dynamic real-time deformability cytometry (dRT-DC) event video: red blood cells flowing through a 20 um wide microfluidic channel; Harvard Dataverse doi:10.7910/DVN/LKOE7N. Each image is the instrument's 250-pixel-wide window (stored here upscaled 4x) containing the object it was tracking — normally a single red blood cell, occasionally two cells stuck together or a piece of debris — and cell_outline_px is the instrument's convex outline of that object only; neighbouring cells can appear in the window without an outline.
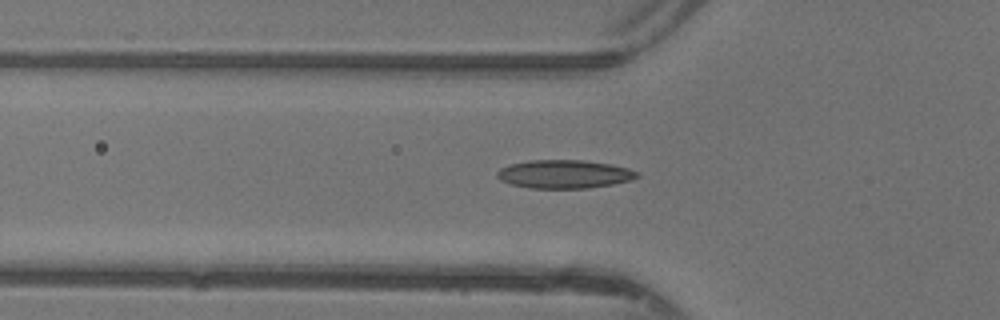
{"species": "common noctule bat (a hibernating species)", "species_latin": "Nyctalus noctula", "temperature_condition": "warm", "stored_images_in_passage": 36, "camera_frame_rate_fps": 3000, "um_per_image_px": 0.085, "animal": {"sex": "female"}, "frame": {"image": 1, "passage_image": 5, "time_ms": 1.333, "image_size_px": [1000, 320], "cell_outline_px": [[640, 176], [632, 180], [612, 184], [588, 188], [528, 188], [512, 184], [500, 180], [496, 176], [496, 172], [500, 168], [508, 164], [532, 160], [584, 160], [612, 164], [628, 168], [640, 172]], "centroid_in_image_um": [47.98, 14.79], "position_along_channel_um": 77.8, "area_um2": 23.35}}
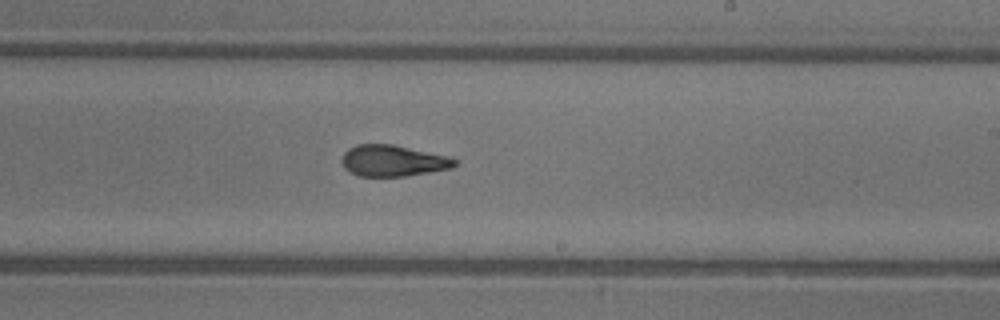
{"frame": {"image": 2, "passage_image": 17, "time_ms": 5.333, "image_size_px": [1000, 320], "cell_outline_px": [[460, 164], [452, 168], [404, 176], [360, 176], [348, 172], [344, 168], [340, 160], [344, 152], [348, 148], [356, 144], [392, 144], [448, 156], [460, 160]], "centroid_in_image_um": [33.4, 13.66], "position_along_channel_um": 255.6, "area_um2": 20.81}}
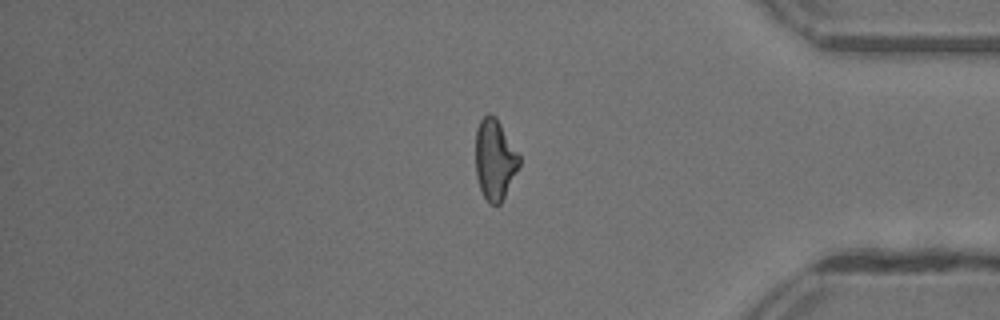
{"frame": {"image": 3, "passage_image": 28, "time_ms": 9.0, "image_size_px": [1000, 320], "cell_outline_px": [[520, 164], [500, 204], [488, 204], [480, 188], [476, 176], [476, 128], [480, 120], [488, 112], [496, 116], [520, 156]], "centroid_in_image_um": [42.04, 13.53], "position_along_channel_um": 393.2, "area_um2": 20.4}}